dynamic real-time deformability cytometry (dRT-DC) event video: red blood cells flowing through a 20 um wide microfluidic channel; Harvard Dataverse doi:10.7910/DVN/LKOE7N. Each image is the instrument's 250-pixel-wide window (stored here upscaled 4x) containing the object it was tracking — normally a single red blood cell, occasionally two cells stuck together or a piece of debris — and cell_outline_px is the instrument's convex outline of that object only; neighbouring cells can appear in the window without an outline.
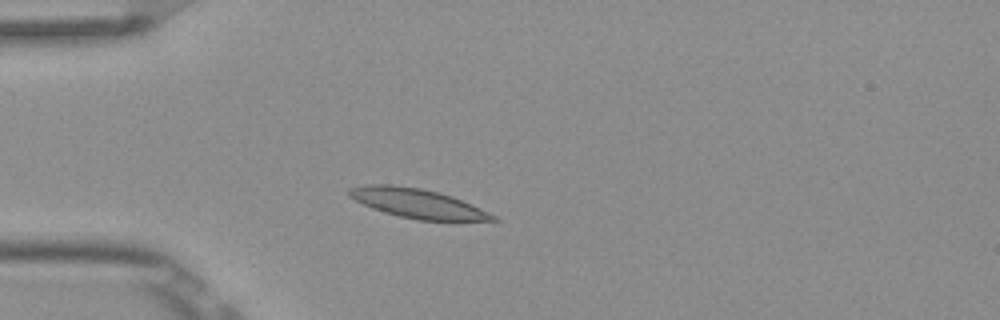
{"species": "Egyptian fruit bat (a non-hibernating species)", "species_latin": "Rousettus aegyptiacus", "temperature_condition": "room temperature", "stored_images_in_passage": 3, "camera_frame_rate_fps": 3000, "um_per_image_px": 0.085, "frame": {"image": 1, "passage_image": 3, "time_ms": 0.667, "image_size_px": [1000, 320], "cell_outline_px": [[500, 220], [420, 220], [400, 216], [384, 212], [372, 208], [348, 196], [348, 188], [364, 184], [392, 184], [420, 188], [440, 192], [452, 196], [472, 204], [496, 216]], "centroid_in_image_um": [35.45, 17.26], "position_along_channel_um": 49.5, "area_um2": 24.39}}